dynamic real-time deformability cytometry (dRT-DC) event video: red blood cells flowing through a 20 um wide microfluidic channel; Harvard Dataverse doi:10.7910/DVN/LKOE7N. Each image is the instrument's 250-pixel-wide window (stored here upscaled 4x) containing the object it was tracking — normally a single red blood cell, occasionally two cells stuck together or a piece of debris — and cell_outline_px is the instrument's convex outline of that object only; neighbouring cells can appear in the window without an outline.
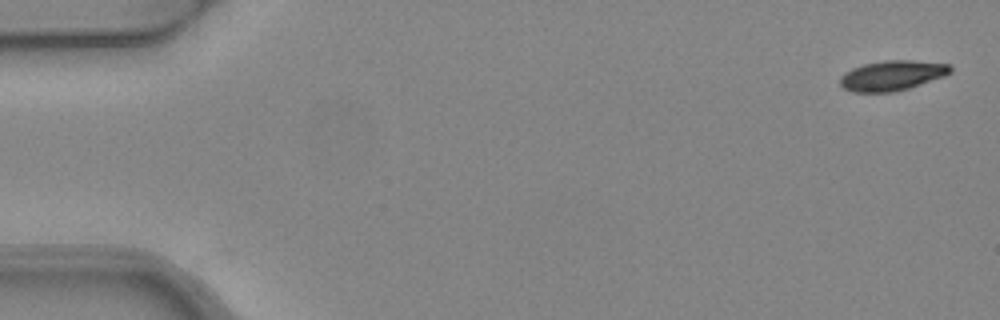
{"species": "common noctule bat (a hibernating species)", "species_latin": "Nyctalus noctula", "temperature_condition": "warm", "stored_images_in_passage": 4, "camera_frame_rate_fps": 3000, "um_per_image_px": 0.085, "animal": {"sex": "female", "body_mass_g": 24.6, "forearm_length_mm": 56.2}, "frame": {"image": 1, "passage_image": 1, "time_ms": 0.0, "image_size_px": [1000, 320], "cell_outline_px": [[952, 72], [944, 76], [908, 88], [892, 92], [852, 92], [844, 88], [840, 84], [840, 76], [844, 72], [852, 68], [864, 64], [884, 60], [912, 60], [948, 64], [952, 68]], "centroid_in_image_um": [75.8, 6.41], "position_along_channel_um": 9.2, "area_um2": 19.25}}
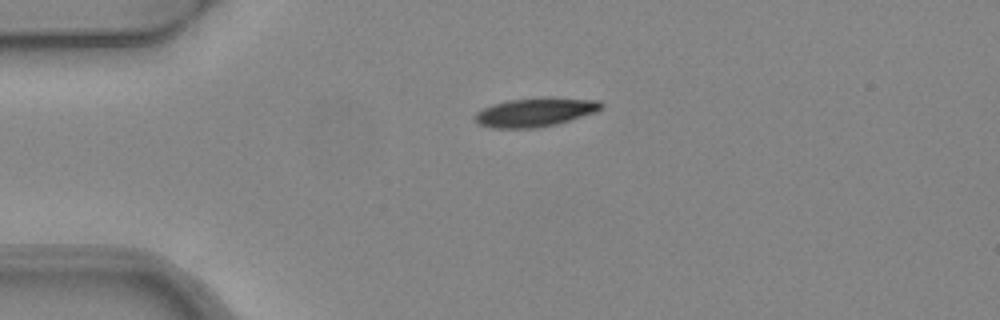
{"frame": {"image": 2, "passage_image": 4, "time_ms": 1.0, "image_size_px": [1000, 320], "cell_outline_px": [[604, 108], [596, 112], [556, 124], [536, 128], [496, 128], [480, 124], [476, 120], [476, 112], [484, 108], [508, 100], [544, 96], [548, 96], [600, 100], [604, 104]], "centroid_in_image_um": [45.59, 9.51], "position_along_channel_um": 39.4, "area_um2": 21.33}}